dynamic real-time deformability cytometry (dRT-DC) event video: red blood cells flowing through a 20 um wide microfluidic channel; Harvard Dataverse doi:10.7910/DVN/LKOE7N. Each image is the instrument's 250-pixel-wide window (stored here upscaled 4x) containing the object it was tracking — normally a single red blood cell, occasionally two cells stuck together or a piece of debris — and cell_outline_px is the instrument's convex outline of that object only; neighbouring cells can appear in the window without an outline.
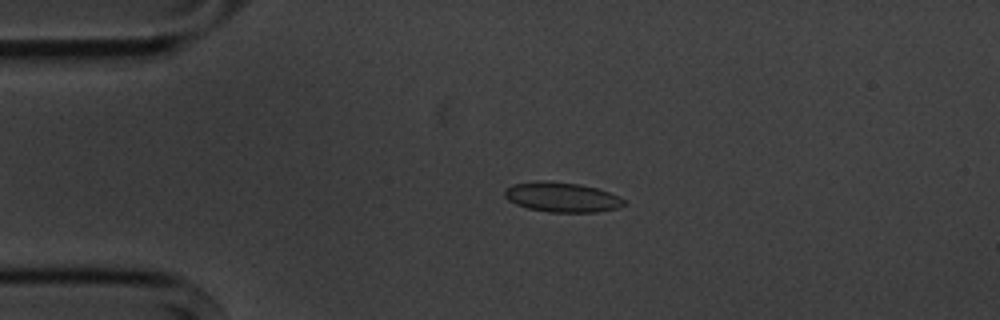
{"species": "common noctule bat (a hibernating species)", "species_latin": "Nyctalus noctula", "temperature_condition": "cold", "stored_images_in_passage": 5, "camera_frame_rate_fps": 3000, "um_per_image_px": 0.085, "animal": {"sex": "male", "body_mass_g": 20.1, "forearm_length_mm": 53.5}, "frame": {"image": 1, "passage_image": 4, "time_ms": 3.667, "image_size_px": [1000, 320], "cell_outline_px": [[628, 204], [620, 208], [596, 212], [548, 212], [528, 208], [516, 204], [508, 200], [504, 196], [504, 188], [512, 184], [536, 180], [540, 180], [580, 184], [596, 188], [620, 196]], "centroid_in_image_um": [47.76, 16.76], "position_along_channel_um": 37.2, "area_um2": 20.98}}